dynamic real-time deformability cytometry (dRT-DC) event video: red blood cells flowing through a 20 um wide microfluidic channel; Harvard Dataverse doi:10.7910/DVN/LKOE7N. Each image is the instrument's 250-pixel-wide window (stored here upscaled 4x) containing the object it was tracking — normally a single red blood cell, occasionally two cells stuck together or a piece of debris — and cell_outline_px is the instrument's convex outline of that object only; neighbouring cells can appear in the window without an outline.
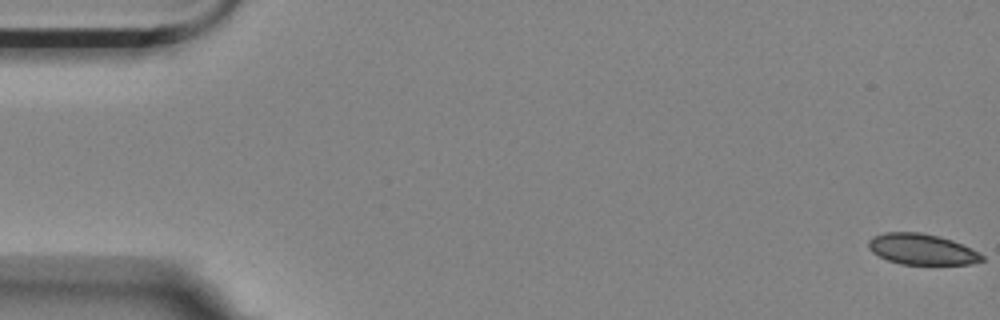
{"species": "Egyptian fruit bat (a non-hibernating species)", "species_latin": "Rousettus aegyptiacus", "temperature_condition": "room temperature", "stored_images_in_passage": 18, "camera_frame_rate_fps": 3000, "um_per_image_px": 0.085, "animal": {"sex": "female"}, "frame": {"image": 1, "passage_image": 1, "time_ms": 0.0, "image_size_px": [1000, 320], "cell_outline_px": [[984, 260], [972, 264], [900, 264], [888, 260], [872, 252], [868, 248], [868, 240], [872, 236], [884, 232], [920, 232], [952, 240], [984, 256]], "centroid_in_image_um": [78.3, 21.18], "position_along_channel_um": 6.7, "area_um2": 20.17}}
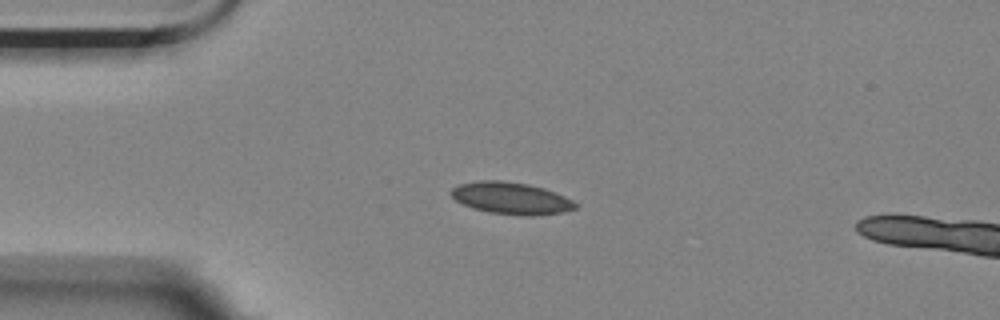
{"frame": {"image": 2, "passage_image": 14, "time_ms": 4.333, "image_size_px": [1000, 320], "cell_outline_px": [[576, 208], [564, 212], [532, 216], [524, 216], [488, 212], [472, 208], [456, 200], [448, 192], [452, 188], [460, 184], [480, 180], [500, 180], [528, 184], [544, 188], [564, 196], [572, 200], [576, 204]], "centroid_in_image_um": [43.43, 16.85], "position_along_channel_um": 41.6, "area_um2": 23.12}}